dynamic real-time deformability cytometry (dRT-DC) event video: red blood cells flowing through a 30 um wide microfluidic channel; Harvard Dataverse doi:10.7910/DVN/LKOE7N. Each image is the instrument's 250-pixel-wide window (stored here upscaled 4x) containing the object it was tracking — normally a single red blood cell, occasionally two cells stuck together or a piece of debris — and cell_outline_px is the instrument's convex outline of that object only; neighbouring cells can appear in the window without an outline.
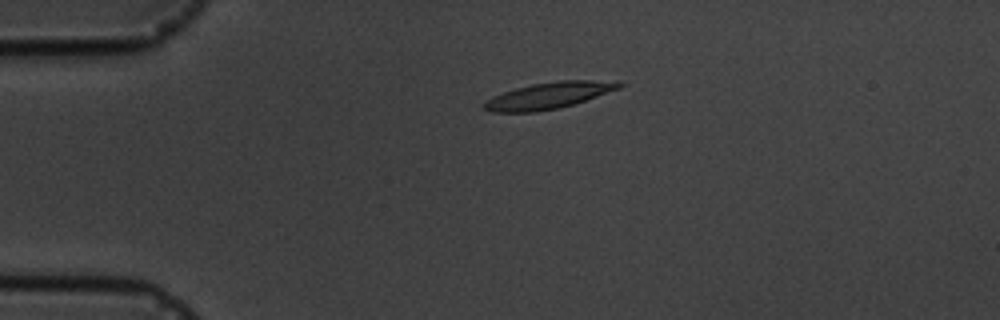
{"species": "common noctule bat (a hibernating species)", "species_latin": "Nyctalus noctula", "temperature_condition": "cold", "stored_images_in_passage": 5, "camera_frame_rate_fps": 3000, "um_per_image_px": 0.085, "animal": {"sex": "male", "body_mass_g": 19.5, "forearm_length_mm": 54.6}, "frame": {"image": 1, "passage_image": 3, "time_ms": 3.333, "image_size_px": [1000, 320], "cell_outline_px": [[628, 84], [620, 88], [572, 104], [556, 108], [536, 112], [492, 112], [484, 108], [480, 104], [492, 96], [516, 88], [532, 84], [560, 80], [592, 80]], "centroid_in_image_um": [46.56, 8.12], "position_along_channel_um": 38.4, "area_um2": 20.46}}
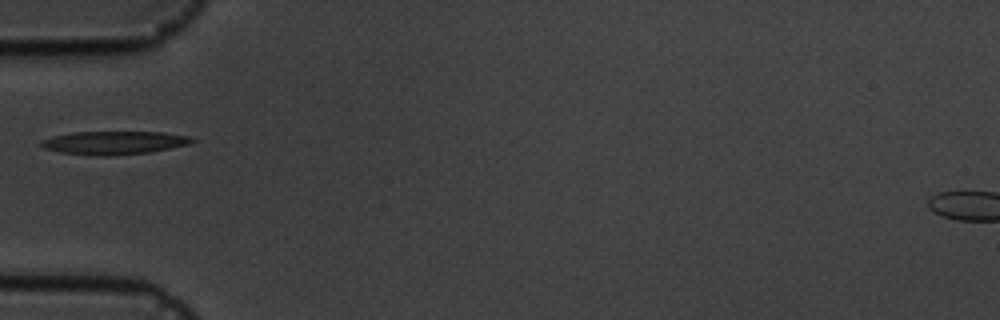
{"frame": {"image": 2, "passage_image": 5, "time_ms": 5.333, "image_size_px": [1000, 320], "cell_outline_px": [[196, 140], [188, 144], [148, 152], [108, 156], [96, 156], [60, 152], [44, 148], [40, 144], [40, 140], [52, 136], [72, 132], [160, 132], [192, 136]], "centroid_in_image_um": [9.66, 12.13], "position_along_channel_um": 75.3, "area_um2": 20.4}}